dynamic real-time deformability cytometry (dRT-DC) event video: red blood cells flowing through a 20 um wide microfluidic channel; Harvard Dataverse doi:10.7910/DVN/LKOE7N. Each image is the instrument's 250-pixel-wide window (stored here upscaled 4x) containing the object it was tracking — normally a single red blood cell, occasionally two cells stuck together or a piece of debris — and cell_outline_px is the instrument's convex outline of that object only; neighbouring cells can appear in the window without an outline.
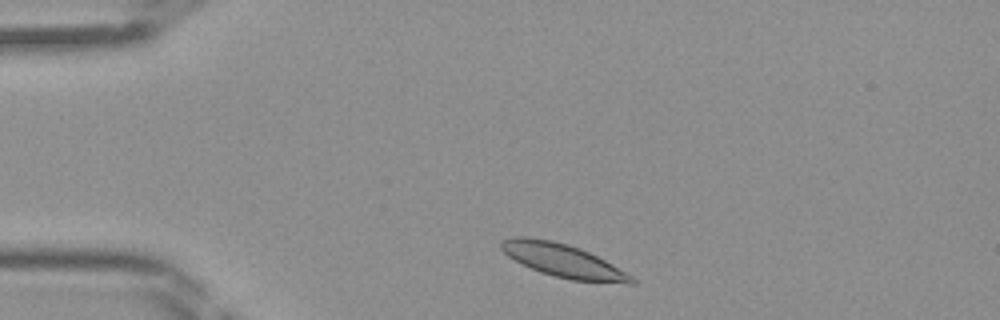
{"species": "Egyptian fruit bat (a non-hibernating species)", "species_latin": "Rousettus aegyptiacus", "temperature_condition": "room temperature", "stored_images_in_passage": 38, "camera_frame_rate_fps": 3000, "um_per_image_px": 0.085, "frame": {"image": 1, "passage_image": 2, "time_ms": 0.333, "image_size_px": [1000, 320], "cell_outline_px": [[636, 284], [628, 284], [572, 280], [540, 272], [508, 256], [500, 248], [500, 240], [516, 236], [520, 236], [552, 240], [568, 244], [580, 248], [612, 264], [632, 276], [636, 280]], "centroid_in_image_um": [47.87, 22.15], "position_along_channel_um": 37.1, "area_um2": 25.03}}
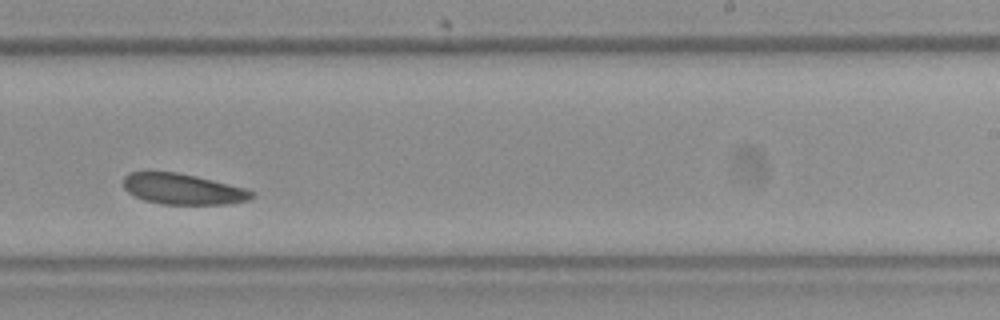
{"frame": {"image": 2, "passage_image": 21, "time_ms": 6.667, "image_size_px": [1000, 320], "cell_outline_px": [[256, 196], [248, 200], [228, 204], [160, 204], [144, 200], [128, 192], [124, 188], [124, 176], [128, 172], [176, 172], [196, 176], [244, 188], [252, 192]], "centroid_in_image_um": [15.52, 16.07], "position_along_channel_um": 273.5, "area_um2": 22.83}}
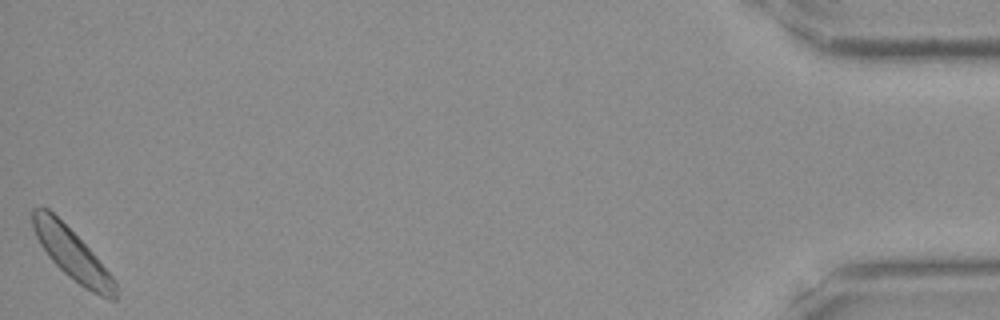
{"frame": {"image": 3, "passage_image": 38, "time_ms": 12.333, "image_size_px": [1000, 320], "cell_outline_px": [[116, 300], [112, 300], [100, 296], [84, 288], [68, 276], [52, 260], [40, 244], [32, 228], [32, 208], [40, 204], [48, 208], [96, 256], [116, 280]], "centroid_in_image_um": [6.11, 21.59], "position_along_channel_um": 429.1, "area_um2": 24.33}}